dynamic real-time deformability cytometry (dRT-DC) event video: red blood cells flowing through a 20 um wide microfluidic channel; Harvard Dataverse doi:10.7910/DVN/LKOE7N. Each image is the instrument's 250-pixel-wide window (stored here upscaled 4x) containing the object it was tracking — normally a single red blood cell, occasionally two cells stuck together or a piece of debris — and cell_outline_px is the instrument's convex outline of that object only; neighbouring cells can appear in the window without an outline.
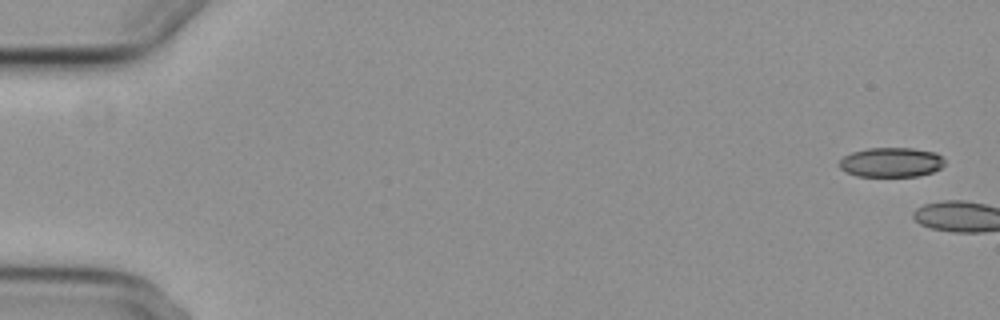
{"species": "common noctule bat (a hibernating species)", "species_latin": "Nyctalus noctula", "temperature_condition": "cold", "stored_images_in_passage": 6, "camera_frame_rate_fps": 3000, "um_per_image_px": 0.085, "animal": {"sex": "female", "body_mass_g": 29.2, "forearm_length_mm": 56.3}, "frame": {"image": 1, "passage_image": 1, "time_ms": 0.0, "image_size_px": [1000, 320], "cell_outline_px": [[944, 164], [940, 168], [932, 172], [916, 176], [856, 176], [840, 168], [840, 160], [844, 156], [852, 152], [868, 148], [912, 148], [936, 152], [944, 160]], "centroid_in_image_um": [75.76, 13.79], "position_along_channel_um": 9.2, "area_um2": 18.03}}
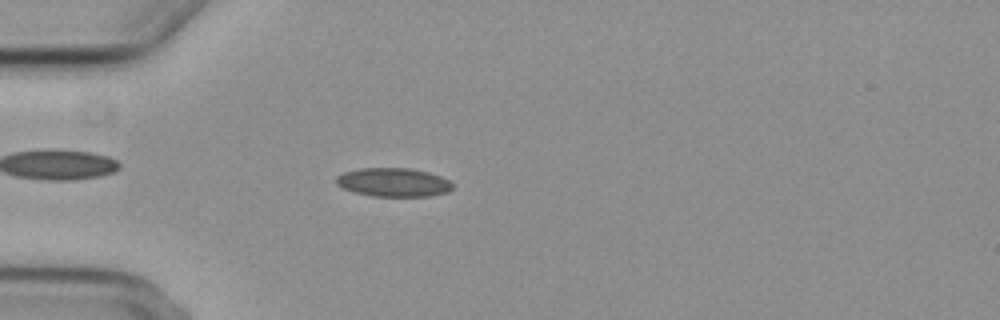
{"frame": {"image": 2, "passage_image": 6, "time_ms": 6.0, "image_size_px": [1000, 320], "cell_outline_px": [[452, 188], [448, 192], [428, 196], [372, 196], [356, 192], [344, 188], [336, 184], [336, 176], [344, 172], [360, 168], [412, 168], [428, 172], [440, 176], [448, 180], [452, 184]], "centroid_in_image_um": [33.44, 15.49], "position_along_channel_um": 51.6, "area_um2": 19.36}}